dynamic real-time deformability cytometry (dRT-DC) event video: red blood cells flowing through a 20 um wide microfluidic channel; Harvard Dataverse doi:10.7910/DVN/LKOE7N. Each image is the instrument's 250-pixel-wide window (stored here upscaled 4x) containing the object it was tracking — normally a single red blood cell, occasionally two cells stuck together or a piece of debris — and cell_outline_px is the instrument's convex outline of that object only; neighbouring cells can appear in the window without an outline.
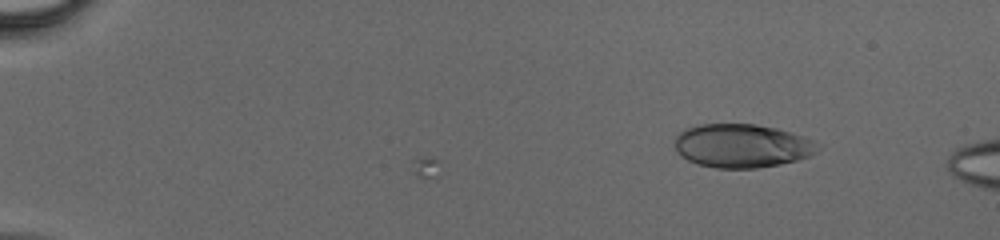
{"species": "human", "species_latin": "Homo sapiens", "temperature_condition": "cold", "stored_images_in_passage": 18, "camera_frame_rate_fps": 3000, "um_per_image_px": 0.085, "donor": {"sex": "male"}, "frame": {"image": 1, "passage_image": 18, "time_ms": 5.667, "image_size_px": [1000, 240], "cell_outline_px": [[816, 152], [808, 156], [796, 160], [780, 164], [756, 168], [716, 168], [696, 164], [680, 156], [676, 152], [676, 136], [684, 128], [700, 124], [756, 124], [776, 128], [804, 136], [812, 140]], "centroid_in_image_um": [62.99, 12.39], "position_along_channel_um": 22.0, "area_um2": 36.13}}